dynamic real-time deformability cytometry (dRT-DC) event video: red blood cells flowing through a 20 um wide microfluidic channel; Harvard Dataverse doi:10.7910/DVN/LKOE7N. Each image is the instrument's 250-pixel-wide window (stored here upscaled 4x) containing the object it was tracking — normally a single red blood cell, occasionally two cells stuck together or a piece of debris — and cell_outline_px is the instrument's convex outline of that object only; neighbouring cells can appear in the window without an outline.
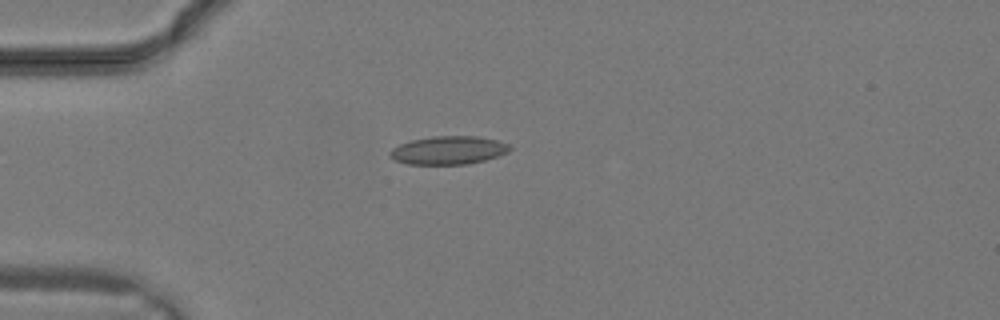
{"species": "common noctule bat (a hibernating species)", "species_latin": "Nyctalus noctula", "temperature_condition": "warm", "stored_images_in_passage": 5, "camera_frame_rate_fps": 3000, "um_per_image_px": 0.085, "animal": {"sex": "male", "body_mass_g": 19.2, "forearm_length_mm": 51.8}, "frame": {"image": 1, "passage_image": 2, "time_ms": 0.333, "image_size_px": [1000, 320], "cell_outline_px": [[512, 148], [508, 152], [484, 160], [468, 164], [408, 164], [396, 160], [388, 156], [388, 152], [392, 148], [400, 144], [412, 140], [432, 136], [476, 136], [496, 140], [508, 144]], "centroid_in_image_um": [38.09, 12.77], "position_along_channel_um": 46.9, "area_um2": 19.65}}